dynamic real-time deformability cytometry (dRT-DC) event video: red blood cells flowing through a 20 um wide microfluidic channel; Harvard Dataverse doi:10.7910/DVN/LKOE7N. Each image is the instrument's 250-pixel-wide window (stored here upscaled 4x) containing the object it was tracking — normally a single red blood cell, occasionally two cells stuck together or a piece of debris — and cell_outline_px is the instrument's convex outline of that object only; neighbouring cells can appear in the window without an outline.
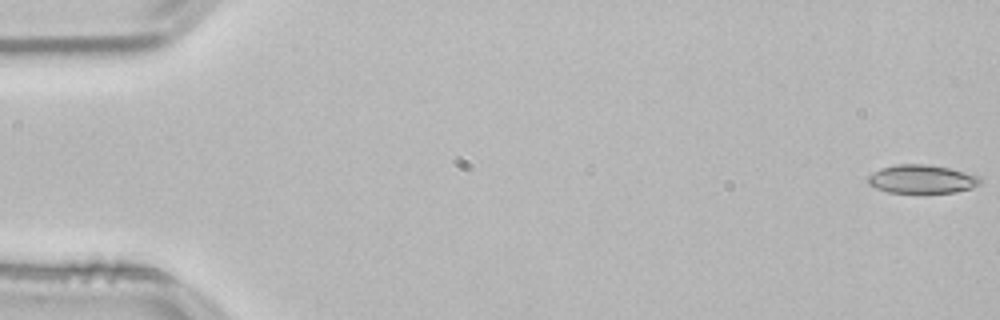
{"species": "common noctule bat (a hibernating species)", "species_latin": "Nyctalus noctula", "temperature_condition": "room temperature", "stored_images_in_passage": 53, "camera_frame_rate_fps": 3000, "um_per_image_px": 0.085, "animal": {"sex": "male", "body_mass_g": 21.5, "forearm_length_mm": 52.0}, "frame": {"image": 1, "passage_image": 1, "time_ms": 0.0, "image_size_px": [1000, 320], "cell_outline_px": [[980, 184], [972, 188], [956, 192], [920, 196], [888, 192], [876, 188], [868, 184], [868, 176], [872, 172], [880, 168], [896, 164], [924, 164], [948, 168], [964, 172], [976, 176], [980, 180]], "centroid_in_image_um": [78.3, 15.28], "position_along_channel_um": 6.7, "area_um2": 19.36}}
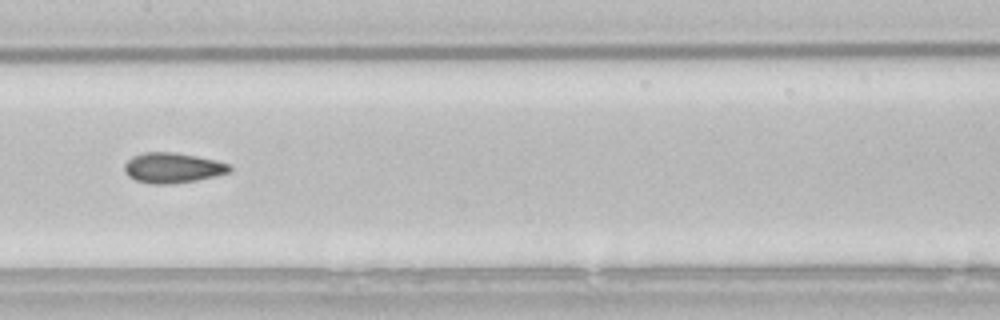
{"frame": {"image": 2, "passage_image": 27, "time_ms": 8.667, "image_size_px": [1000, 320], "cell_outline_px": [[232, 168], [228, 172], [196, 180], [168, 184], [152, 184], [136, 180], [128, 176], [124, 172], [124, 164], [132, 156], [144, 152], [172, 152], [196, 156], [216, 160], [228, 164]], "centroid_in_image_um": [14.62, 14.26], "position_along_channel_um": 192.8, "area_um2": 18.32}}
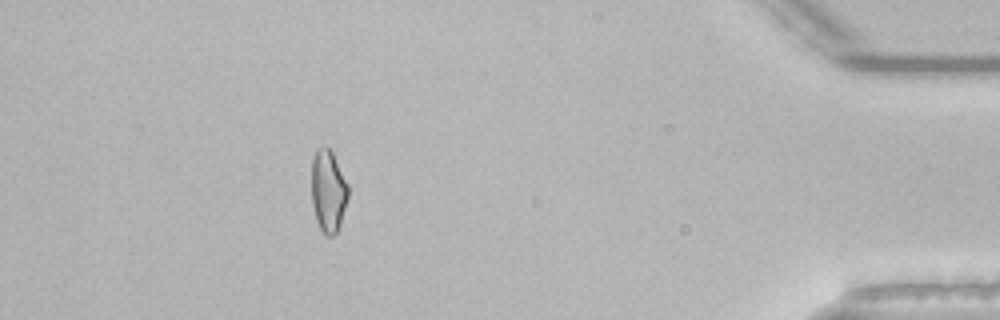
{"frame": {"image": 3, "passage_image": 48, "time_ms": 15.667, "image_size_px": [1000, 320], "cell_outline_px": [[348, 196], [340, 224], [336, 232], [332, 236], [324, 236], [316, 220], [312, 204], [312, 160], [316, 148], [328, 148], [332, 152], [348, 184]], "centroid_in_image_um": [27.89, 16.26], "position_along_channel_um": 407.3, "area_um2": 17.4}, "authors_computed_cell_mechanics": {"area_um2": 18.3226, "velocity_mm_per_s": 3.845, "shape_relaxation_time_tau1_ms": null, "shape_relaxation_time_tau2_ms": 2.4563, "deformation_change_tau1": null, "deformation_change_tau2": 0.0832}}